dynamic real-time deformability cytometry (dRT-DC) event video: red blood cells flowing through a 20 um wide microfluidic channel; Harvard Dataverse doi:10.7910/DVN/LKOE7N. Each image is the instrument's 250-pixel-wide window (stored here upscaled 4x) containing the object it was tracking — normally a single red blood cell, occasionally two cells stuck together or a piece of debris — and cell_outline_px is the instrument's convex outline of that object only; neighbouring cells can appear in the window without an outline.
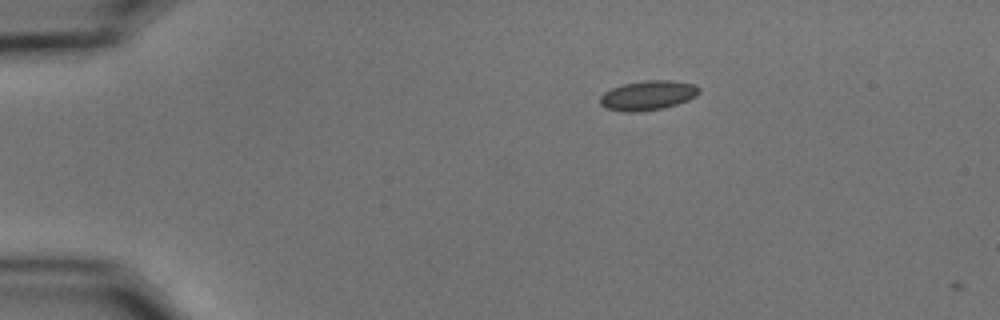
{"species": "common noctule bat (a hibernating species)", "species_latin": "Nyctalus noctula", "temperature_condition": "cold", "stored_images_in_passage": 3, "camera_frame_rate_fps": 3000, "um_per_image_px": 0.085, "animal": {"sex": "male", "body_mass_g": 15.6}, "frame": {"image": 1, "passage_image": 1, "time_ms": 0.0, "image_size_px": [1000, 320], "cell_outline_px": [[700, 92], [696, 96], [688, 100], [664, 108], [636, 112], [624, 112], [608, 108], [600, 104], [600, 96], [604, 92], [612, 88], [624, 84], [644, 80], [672, 80], [696, 84], [700, 88]], "centroid_in_image_um": [55.1, 8.1], "position_along_channel_um": 29.9, "area_um2": 17.11}}